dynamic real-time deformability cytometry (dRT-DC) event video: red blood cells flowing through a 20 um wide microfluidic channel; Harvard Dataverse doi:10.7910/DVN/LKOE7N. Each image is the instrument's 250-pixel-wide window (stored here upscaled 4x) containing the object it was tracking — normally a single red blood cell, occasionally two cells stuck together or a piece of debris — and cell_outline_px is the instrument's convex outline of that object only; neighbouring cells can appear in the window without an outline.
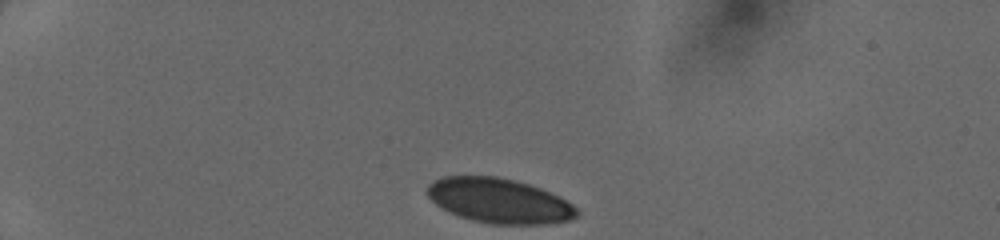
{"species": "human", "species_latin": "Homo sapiens", "temperature_condition": "cold", "stored_images_in_passage": 33, "camera_frame_rate_fps": 3000, "um_per_image_px": 0.085, "donor": {"sex": "female"}, "frame": {"image": 1, "passage_image": 1, "time_ms": 0.0, "image_size_px": [1000, 240], "cell_outline_px": [[580, 212], [576, 216], [568, 220], [548, 224], [488, 224], [472, 220], [448, 212], [440, 208], [428, 196], [428, 184], [444, 176], [496, 176], [516, 180], [540, 188], [572, 204]], "centroid_in_image_um": [42.41, 17.07], "position_along_channel_um": 42.6, "area_um2": 38.84}}
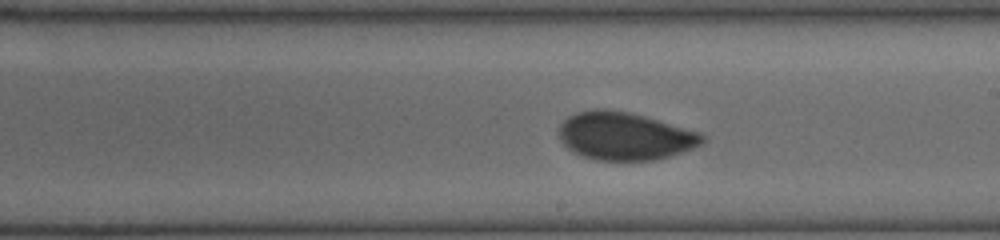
{"frame": {"image": 2, "passage_image": 19, "time_ms": 6.0, "image_size_px": [1000, 240], "cell_outline_px": [[708, 140], [704, 144], [668, 156], [652, 160], [596, 160], [580, 156], [572, 152], [560, 140], [556, 132], [560, 124], [568, 116], [576, 112], [596, 108], [604, 108], [628, 112], [644, 116], [704, 132], [708, 136]], "centroid_in_image_um": [53.12, 11.56], "position_along_channel_um": 235.9, "area_um2": 40.63}}
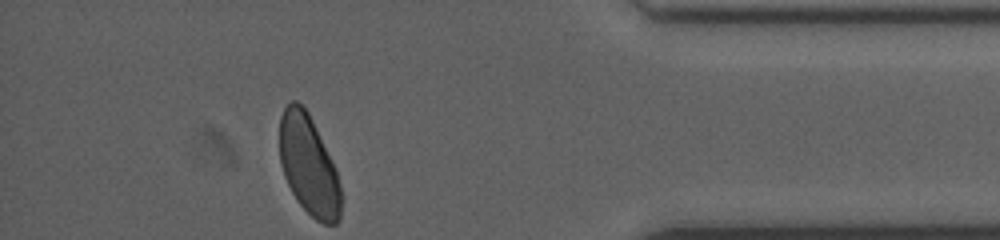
{"frame": {"image": 3, "passage_image": 33, "time_ms": 10.667, "image_size_px": [1000, 240], "cell_outline_px": [[340, 220], [336, 224], [324, 224], [316, 220], [296, 200], [284, 176], [280, 164], [280, 116], [284, 108], [292, 100], [296, 100], [308, 112], [336, 168], [340, 184]], "centroid_in_image_um": [26.23, 14.06], "position_along_channel_um": 409.0, "area_um2": 35.49}}